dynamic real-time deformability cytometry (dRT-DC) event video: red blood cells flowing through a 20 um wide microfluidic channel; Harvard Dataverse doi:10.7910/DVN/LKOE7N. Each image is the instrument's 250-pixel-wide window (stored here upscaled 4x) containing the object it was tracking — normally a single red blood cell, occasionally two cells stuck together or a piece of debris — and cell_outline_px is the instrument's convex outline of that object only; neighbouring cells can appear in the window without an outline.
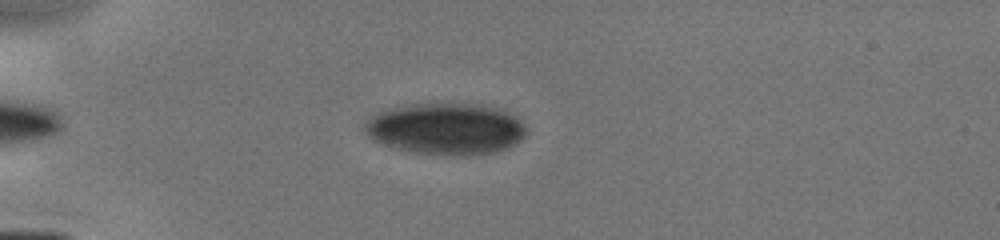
{"species": "human", "species_latin": "Homo sapiens", "temperature_condition": "cold", "stored_images_in_passage": 15, "camera_frame_rate_fps": 3000, "um_per_image_px": 0.085, "donor": {"sex": "male"}, "frame": {"image": 1, "passage_image": 11, "time_ms": 4.667, "image_size_px": [1000, 240], "cell_outline_px": [[528, 132], [520, 140], [496, 152], [464, 156], [448, 156], [408, 152], [392, 148], [372, 140], [364, 132], [364, 124], [372, 116], [380, 112], [392, 108], [408, 104], [476, 104], [504, 108], [520, 116], [528, 128]], "centroid_in_image_um": [37.95, 10.96], "position_along_channel_um": 47.1, "area_um2": 49.48}}
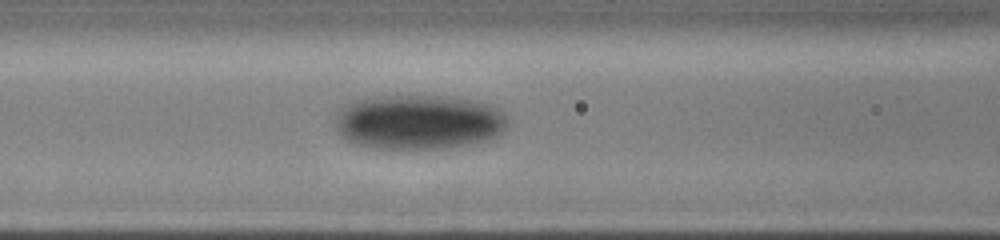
{"frame": {"image": 2, "passage_image": 15, "time_ms": 7.333, "image_size_px": [1000, 240], "cell_outline_px": [[508, 120], [504, 128], [496, 136], [484, 140], [444, 148], [368, 148], [356, 144], [340, 136], [336, 128], [336, 112], [340, 108], [356, 100], [368, 96], [448, 96], [476, 100], [492, 104], [504, 112]], "centroid_in_image_um": [35.56, 10.35], "position_along_channel_um": 131.0, "area_um2": 55.2}}